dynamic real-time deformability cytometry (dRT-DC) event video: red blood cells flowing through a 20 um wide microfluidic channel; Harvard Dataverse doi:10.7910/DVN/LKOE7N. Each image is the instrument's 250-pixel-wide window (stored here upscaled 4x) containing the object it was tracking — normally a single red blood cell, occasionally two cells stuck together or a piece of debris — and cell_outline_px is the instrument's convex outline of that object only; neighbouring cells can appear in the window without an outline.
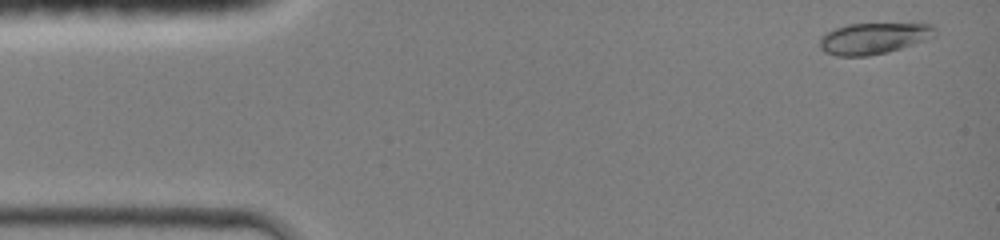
{"species": "common noctule bat (a hibernating species)", "species_latin": "Nyctalus noctula", "temperature_condition": "room temperature", "stored_images_in_passage": 41, "camera_frame_rate_fps": 3000, "um_per_image_px": 0.085, "animal": {"sex": "female", "body_mass_g": 19.0, "forearm_length_mm": 51.5}, "frame": {"image": 1, "passage_image": 2, "time_ms": 0.333, "image_size_px": [1000, 240], "cell_outline_px": [[936, 36], [900, 48], [868, 56], [836, 56], [824, 52], [820, 48], [820, 36], [836, 28], [848, 24], [932, 24], [936, 28]], "centroid_in_image_um": [74.24, 3.26], "position_along_channel_um": 10.8, "area_um2": 20.75}}
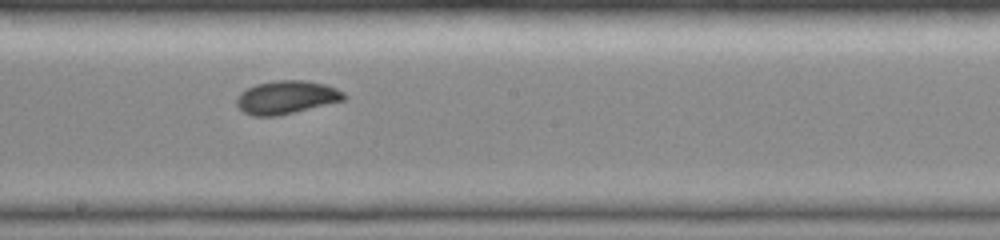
{"frame": {"image": 2, "passage_image": 24, "time_ms": 7.667, "image_size_px": [1000, 240], "cell_outline_px": [[348, 96], [344, 100], [276, 116], [252, 116], [244, 112], [236, 104], [236, 100], [240, 92], [256, 84], [276, 80], [304, 80], [324, 84], [336, 88], [344, 92]], "centroid_in_image_um": [24.34, 8.26], "position_along_channel_um": 223.9, "area_um2": 20.63}}
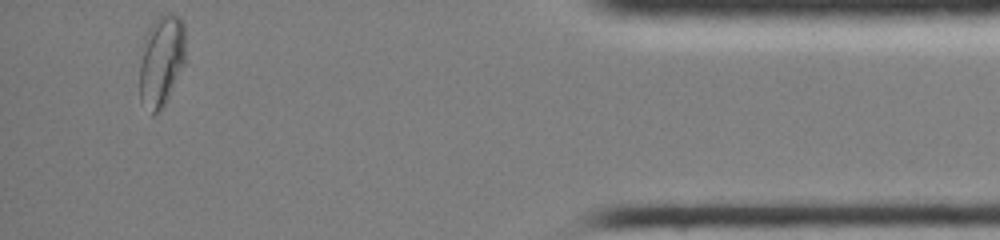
{"frame": {"image": 3, "passage_image": 41, "time_ms": 13.333, "image_size_px": [1000, 240], "cell_outline_px": [[184, 64], [168, 100], [164, 108], [152, 116], [140, 100], [140, 44], [152, 20], [168, 12], [172, 12], [180, 16], [184, 24]], "centroid_in_image_um": [13.69, 5.15], "position_along_channel_um": 421.5, "area_um2": 25.2}, "authors_computed_cell_mechanics": {"area_um2": 20.4612, "velocity_mm_per_s": 4.3259, "shape_relaxation_time_tau1_ms": 8.5487, "shape_relaxation_time_tau2_ms": 0.5048, "deformation_change_tau1": 0.2025, "deformation_change_tau2": 0.0317}}